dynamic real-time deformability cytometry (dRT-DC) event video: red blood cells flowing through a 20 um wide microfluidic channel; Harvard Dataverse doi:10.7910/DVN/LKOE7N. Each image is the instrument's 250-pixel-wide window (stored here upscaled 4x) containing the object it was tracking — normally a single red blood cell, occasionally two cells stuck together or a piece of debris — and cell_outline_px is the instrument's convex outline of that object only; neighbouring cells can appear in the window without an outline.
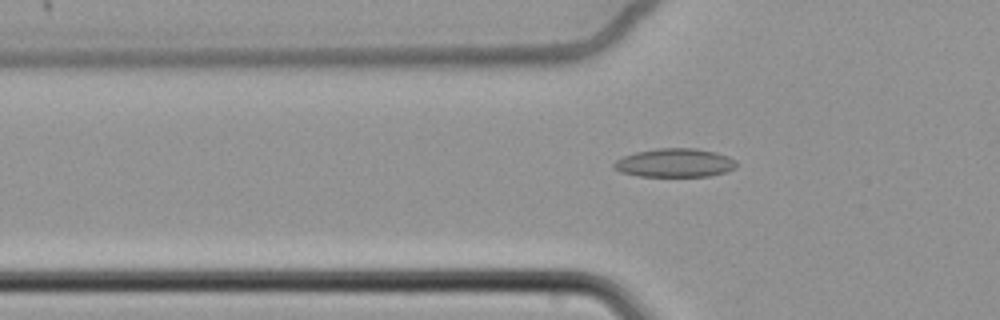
{"species": "common noctule bat (a hibernating species)", "species_latin": "Nyctalus noctula", "temperature_condition": "cold", "stored_images_in_passage": 64, "camera_frame_rate_fps": 3000, "um_per_image_px": 0.085, "animal": {"sex": "female", "body_mass_g": 22.7, "forearm_length_mm": 54.2}, "frame": {"image": 1, "passage_image": 24, "time_ms": 7.667, "image_size_px": [1000, 320], "cell_outline_px": [[736, 168], [724, 172], [708, 176], [640, 176], [620, 172], [612, 168], [612, 164], [616, 160], [624, 156], [636, 152], [656, 148], [696, 148], [716, 152], [728, 156], [736, 160]], "centroid_in_image_um": [57.34, 13.84], "position_along_channel_um": 68.5, "area_um2": 20.52}}
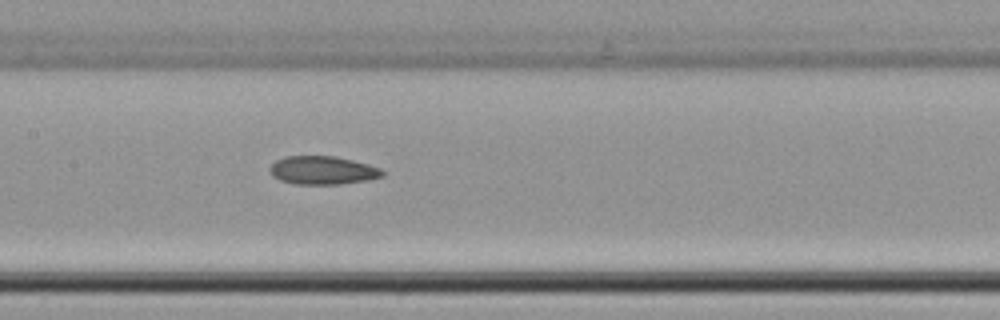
{"frame": {"image": 2, "passage_image": 34, "time_ms": 11.0, "image_size_px": [1000, 320], "cell_outline_px": [[384, 176], [368, 180], [340, 184], [296, 184], [280, 180], [272, 176], [268, 172], [268, 168], [276, 160], [284, 156], [336, 156], [368, 164], [380, 168], [384, 172]], "centroid_in_image_um": [27.4, 14.47], "position_along_channel_um": 180.0, "area_um2": 18.73}}
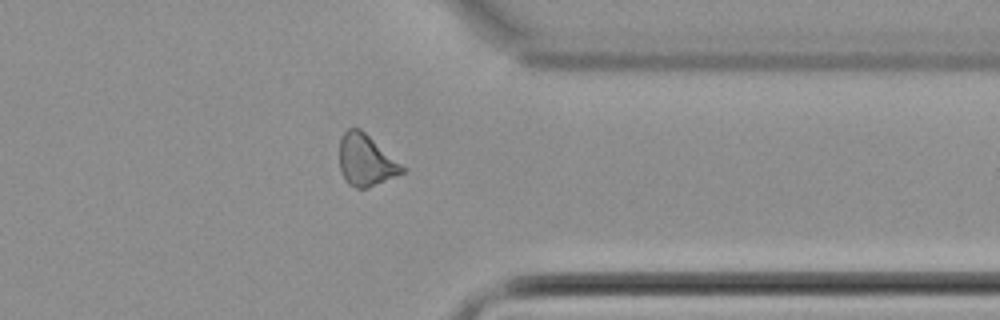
{"frame": {"image": 3, "passage_image": 52, "time_ms": 17.0, "image_size_px": [1000, 320], "cell_outline_px": [[404, 172], [368, 188], [356, 188], [348, 184], [344, 180], [340, 168], [340, 136], [348, 128], [360, 128], [400, 164], [404, 168]], "centroid_in_image_um": [31.04, 13.63], "position_along_channel_um": 380.4, "area_um2": 18.44}}